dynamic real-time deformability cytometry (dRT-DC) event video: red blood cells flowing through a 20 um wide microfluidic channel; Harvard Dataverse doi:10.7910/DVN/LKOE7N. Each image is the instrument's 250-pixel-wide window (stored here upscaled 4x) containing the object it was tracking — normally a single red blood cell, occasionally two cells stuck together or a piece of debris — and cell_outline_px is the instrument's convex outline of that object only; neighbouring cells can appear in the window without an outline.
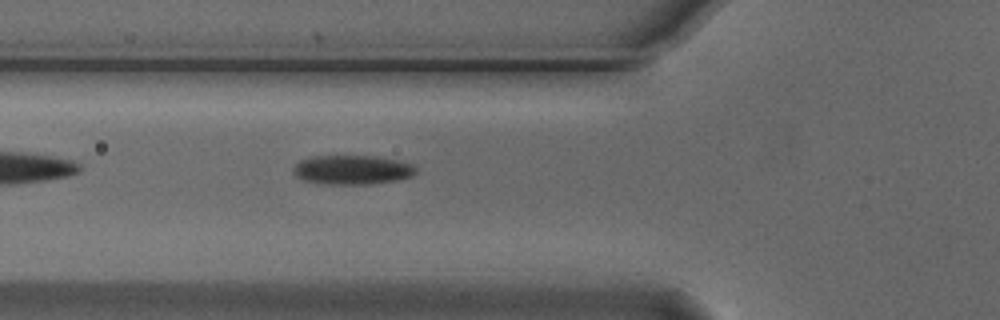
{"species": "Egyptian fruit bat (a non-hibernating species)", "species_latin": "Rousettus aegyptiacus", "temperature_condition": "cold", "stored_images_in_passage": 4, "camera_frame_rate_fps": 3000, "um_per_image_px": 0.085, "animal": {"sex": "male"}, "frame": {"image": 1, "passage_image": 4, "time_ms": 1.0, "image_size_px": [1000, 320], "cell_outline_px": [[416, 172], [412, 176], [396, 180], [372, 184], [320, 184], [300, 180], [292, 172], [292, 168], [300, 160], [312, 156], [376, 156], [400, 160], [412, 164], [416, 168]], "centroid_in_image_um": [29.91, 14.44], "position_along_channel_um": 95.9, "area_um2": 21.21}}